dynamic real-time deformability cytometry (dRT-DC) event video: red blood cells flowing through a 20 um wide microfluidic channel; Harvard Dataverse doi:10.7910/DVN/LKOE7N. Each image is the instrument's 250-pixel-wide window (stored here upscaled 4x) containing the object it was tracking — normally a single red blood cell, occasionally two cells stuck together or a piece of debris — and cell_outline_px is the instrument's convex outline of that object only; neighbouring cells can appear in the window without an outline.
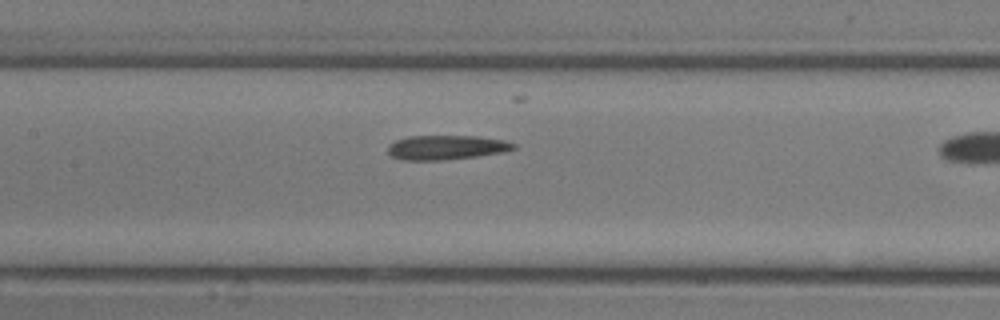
{"species": "common noctule bat (a hibernating species)", "species_latin": "Nyctalus noctula", "temperature_condition": "room temperature", "stored_images_in_passage": 13, "camera_frame_rate_fps": 3000, "um_per_image_px": 0.085, "animal": {"sex": "male", "body_mass_g": 13.3}, "frame": {"image": 1, "passage_image": 10, "time_ms": 3.0, "image_size_px": [1000, 320], "cell_outline_px": [[516, 148], [504, 152], [476, 156], [444, 160], [400, 160], [392, 156], [388, 152], [388, 144], [396, 140], [408, 136], [476, 136], [504, 140], [516, 144]], "centroid_in_image_um": [37.92, 12.53], "position_along_channel_um": 169.5, "area_um2": 17.92}}